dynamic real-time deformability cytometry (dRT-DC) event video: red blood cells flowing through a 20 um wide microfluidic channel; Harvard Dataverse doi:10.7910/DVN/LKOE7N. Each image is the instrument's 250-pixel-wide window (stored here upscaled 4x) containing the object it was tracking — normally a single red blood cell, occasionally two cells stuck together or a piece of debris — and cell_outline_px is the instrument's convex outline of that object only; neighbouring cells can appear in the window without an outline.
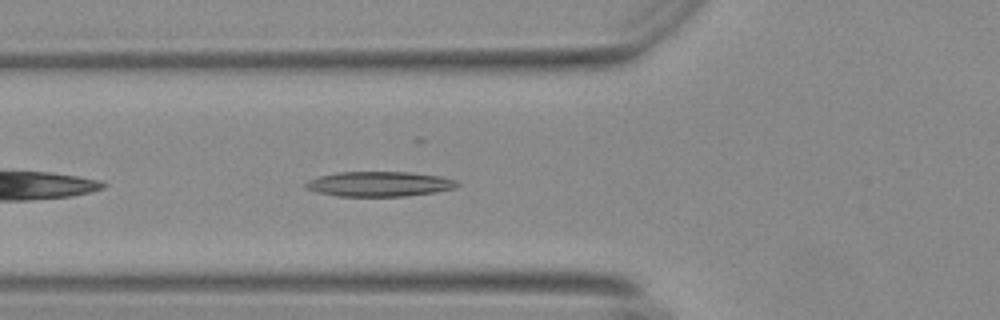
{"species": "Egyptian fruit bat (a non-hibernating species)", "species_latin": "Rousettus aegyptiacus", "temperature_condition": "warm", "stored_images_in_passage": 34, "camera_frame_rate_fps": 3000, "um_per_image_px": 0.085, "animal": {"sex": "female"}, "frame": {"image": 1, "passage_image": 5, "time_ms": 1.333, "image_size_px": [1000, 320], "cell_outline_px": [[460, 184], [456, 188], [436, 192], [404, 196], [336, 196], [316, 192], [308, 188], [304, 184], [320, 176], [336, 172], [412, 172], [440, 176], [456, 180]], "centroid_in_image_um": [32.3, 15.64], "position_along_channel_um": 93.5, "area_um2": 21.96}}
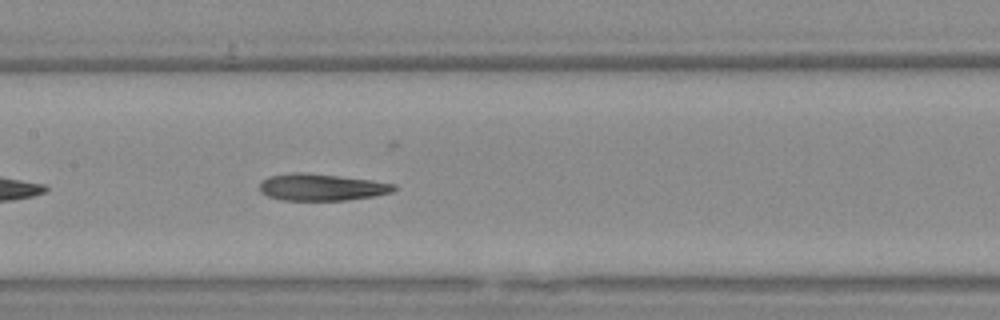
{"frame": {"image": 2, "passage_image": 12, "time_ms": 3.667, "image_size_px": [1000, 320], "cell_outline_px": [[396, 188], [392, 192], [372, 196], [344, 200], [284, 200], [268, 196], [260, 192], [260, 184], [268, 176], [292, 172], [304, 172], [372, 180], [396, 184]], "centroid_in_image_um": [27.32, 15.9], "position_along_channel_um": 180.1, "area_um2": 20.87}}
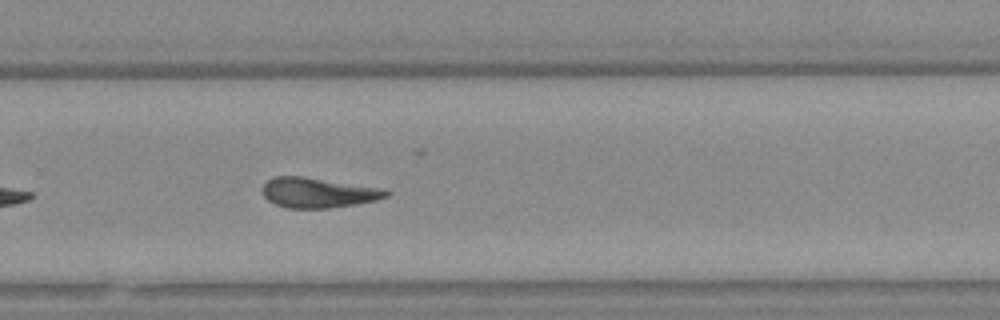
{"frame": {"image": 3, "passage_image": 22, "time_ms": 7.0, "image_size_px": [1000, 320], "cell_outline_px": [[392, 192], [388, 196], [376, 200], [328, 208], [288, 208], [276, 204], [268, 200], [264, 196], [264, 184], [268, 180], [276, 176], [304, 176], [384, 188]], "centroid_in_image_um": [27.08, 16.36], "position_along_channel_um": 302.7, "area_um2": 21.56}, "authors_computed_cell_mechanics": {"area_um2": 21.0103, "velocity_mm_per_s": 3.6887, "shape_relaxation_time_tau1_ms": null, "shape_relaxation_time_tau2_ms": 4.2736, "deformation_change_tau1": null, "deformation_change_tau2": 0.1549}}